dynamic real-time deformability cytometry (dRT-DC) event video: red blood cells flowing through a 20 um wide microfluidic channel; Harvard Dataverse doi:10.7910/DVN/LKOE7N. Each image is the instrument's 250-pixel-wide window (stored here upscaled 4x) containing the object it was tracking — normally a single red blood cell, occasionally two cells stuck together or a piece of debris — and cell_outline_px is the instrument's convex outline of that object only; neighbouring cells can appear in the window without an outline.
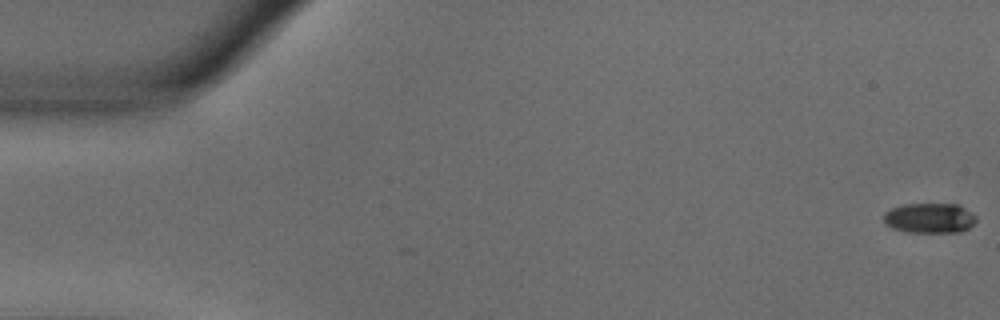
{"species": "common noctule bat (a hibernating species)", "species_latin": "Nyctalus noctula", "temperature_condition": "warm", "stored_images_in_passage": 26, "camera_frame_rate_fps": 3000, "um_per_image_px": 0.085, "animal": {"sex": "male", "body_mass_g": 18.8}, "frame": {"image": 1, "passage_image": 1, "time_ms": 0.0, "image_size_px": [1000, 320], "cell_outline_px": [[976, 220], [968, 228], [960, 232], [904, 232], [892, 228], [884, 224], [884, 212], [892, 208], [904, 204], [956, 204], [964, 208], [976, 216]], "centroid_in_image_um": [78.97, 18.54], "position_along_channel_um": 6.0, "area_um2": 16.18}}
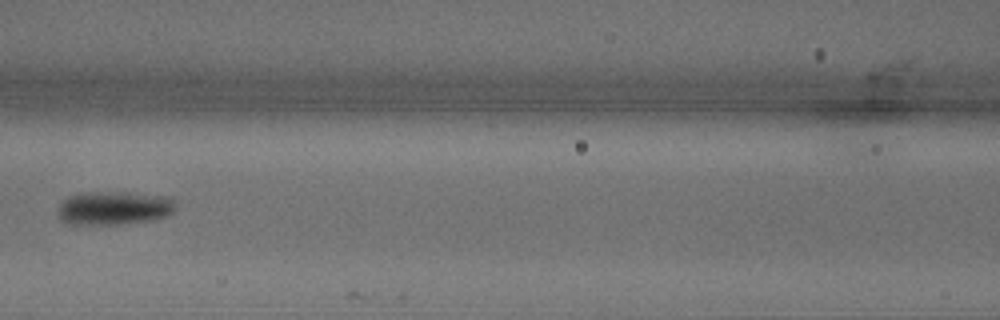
{"frame": {"image": 2, "passage_image": 25, "time_ms": 8.0, "image_size_px": [1000, 320], "cell_outline_px": [[176, 208], [172, 212], [164, 216], [148, 220], [112, 224], [72, 224], [64, 220], [60, 216], [60, 204], [68, 196], [84, 192], [128, 192], [168, 196], [176, 200]], "centroid_in_image_um": [9.74, 17.65], "position_along_channel_um": 156.9, "area_um2": 22.72}}